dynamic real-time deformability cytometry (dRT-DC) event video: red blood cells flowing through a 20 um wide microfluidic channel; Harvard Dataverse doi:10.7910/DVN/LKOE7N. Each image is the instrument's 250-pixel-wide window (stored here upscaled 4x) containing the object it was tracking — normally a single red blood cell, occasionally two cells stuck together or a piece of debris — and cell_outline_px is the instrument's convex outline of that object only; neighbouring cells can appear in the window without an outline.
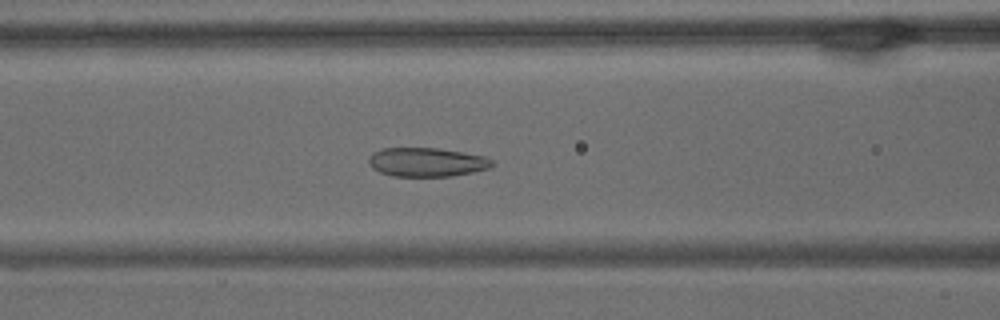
{"species": "common noctule bat (a hibernating species)", "species_latin": "Nyctalus noctula", "temperature_condition": "warm", "stored_images_in_passage": 59, "camera_frame_rate_fps": 3000, "um_per_image_px": 0.085, "animal": {"sex": "male", "body_mass_g": 15.6}, "frame": {"image": 1, "passage_image": 24, "time_ms": 7.667, "image_size_px": [1000, 320], "cell_outline_px": [[496, 164], [488, 168], [472, 172], [452, 176], [392, 176], [380, 172], [372, 168], [368, 164], [368, 160], [372, 152], [380, 148], [436, 148], [464, 152], [484, 156], [492, 160]], "centroid_in_image_um": [36.25, 13.78], "position_along_channel_um": 130.3, "area_um2": 20.92}}
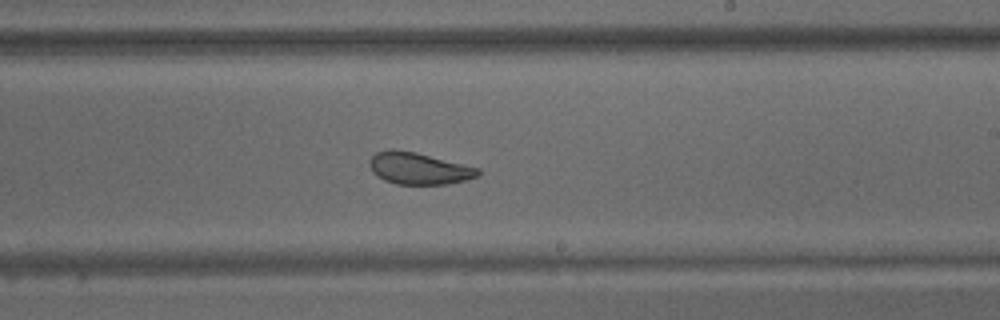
{"frame": {"image": 2, "passage_image": 35, "time_ms": 11.333, "image_size_px": [1000, 320], "cell_outline_px": [[480, 172], [476, 176], [464, 180], [448, 184], [396, 184], [384, 180], [376, 176], [372, 172], [368, 164], [372, 156], [376, 152], [388, 148], [392, 148], [416, 152], [480, 168]], "centroid_in_image_um": [35.54, 14.3], "position_along_channel_um": 253.5, "area_um2": 20.23}}
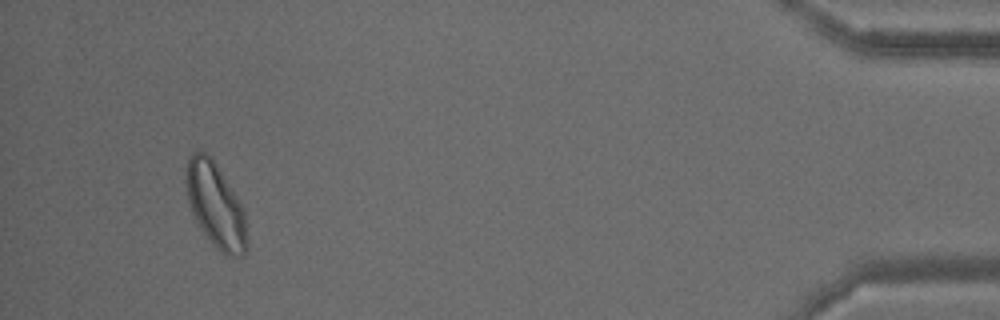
{"frame": {"image": 3, "passage_image": 56, "time_ms": 18.333, "image_size_px": [1000, 320], "cell_outline_px": [[248, 248], [244, 256], [224, 256], [204, 236], [192, 212], [188, 200], [184, 184], [184, 168], [188, 156], [192, 152], [200, 148], [216, 164], [232, 188], [244, 212], [248, 244]], "centroid_in_image_um": [18.29, 17.45], "position_along_channel_um": 416.9, "area_um2": 30.63}, "authors_computed_cell_mechanics": {"area_um2": 25.0852, "velocity_mm_per_s": 3.3615, "shape_relaxation_time_tau1_ms": 6.2476, "shape_relaxation_time_tau2_ms": 1.8278, "deformation_change_tau1": 0.1353, "deformation_change_tau2": 0.0656}}